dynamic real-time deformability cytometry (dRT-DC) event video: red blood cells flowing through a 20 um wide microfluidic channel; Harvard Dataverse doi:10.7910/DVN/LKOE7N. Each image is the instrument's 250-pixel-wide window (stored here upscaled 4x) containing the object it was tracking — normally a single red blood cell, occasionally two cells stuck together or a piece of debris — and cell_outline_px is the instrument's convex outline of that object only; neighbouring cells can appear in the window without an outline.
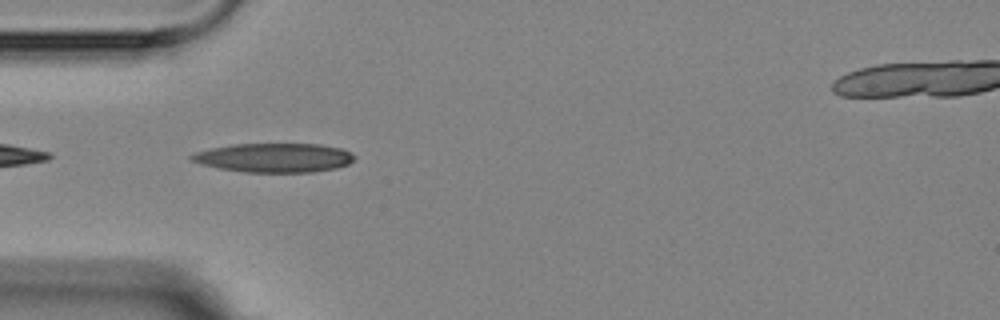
{"species": "Egyptian fruit bat (a non-hibernating species)", "species_latin": "Rousettus aegyptiacus", "temperature_condition": "room temperature", "stored_images_in_passage": 4, "camera_frame_rate_fps": 3000, "um_per_image_px": 0.085, "animal": {"sex": "female"}, "frame": {"image": 1, "passage_image": 3, "time_ms": 2.333, "image_size_px": [1000, 320], "cell_outline_px": [[356, 156], [348, 164], [336, 168], [312, 172], [244, 172], [220, 168], [188, 160], [188, 156], [196, 152], [208, 148], [232, 144], [320, 144], [340, 148]], "centroid_in_image_um": [23.27, 13.4], "position_along_channel_um": 61.7, "area_um2": 27.57}}
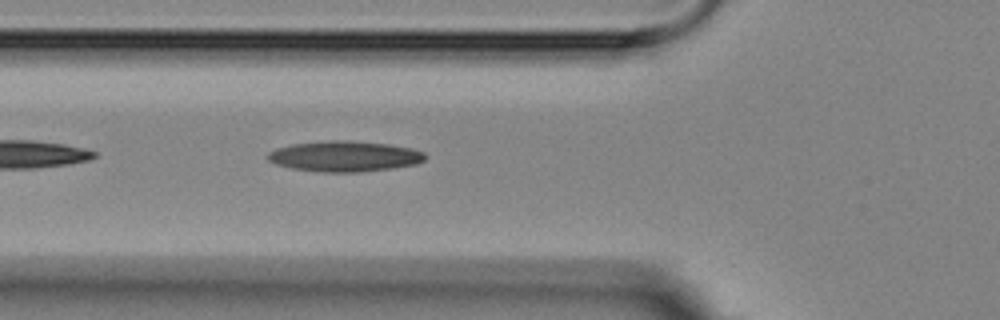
{"frame": {"image": 2, "passage_image": 4, "time_ms": 3.333, "image_size_px": [1000, 320], "cell_outline_px": [[428, 156], [424, 160], [416, 164], [392, 168], [364, 172], [320, 172], [292, 168], [276, 164], [268, 160], [264, 156], [268, 152], [276, 148], [292, 144], [328, 140], [352, 140], [388, 144], [412, 148], [424, 152]], "centroid_in_image_um": [29.28, 13.28], "position_along_channel_um": 96.5, "area_um2": 28.38}}